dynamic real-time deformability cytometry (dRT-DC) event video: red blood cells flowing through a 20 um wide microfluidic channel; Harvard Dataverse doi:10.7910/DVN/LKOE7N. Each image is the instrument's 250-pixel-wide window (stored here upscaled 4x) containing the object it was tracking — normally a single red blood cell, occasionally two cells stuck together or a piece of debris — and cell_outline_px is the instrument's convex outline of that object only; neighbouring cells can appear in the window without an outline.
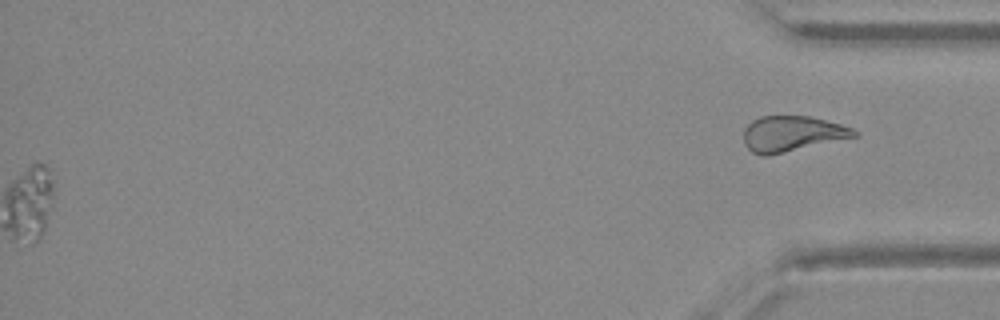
{"species": "Egyptian fruit bat (a non-hibernating species)", "species_latin": "Rousettus aegyptiacus", "temperature_condition": "warm", "stored_images_in_passage": 40, "segment_of_instrument_passage": [2, 2], "camera_frame_rate_fps": 3000, "um_per_image_px": 0.085, "animal": {"sex": "female"}, "frame": {"image": 1, "passage_image": 40, "time_ms": 13.0, "image_size_px": [1000, 320], "cell_outline_px": [[856, 136], [764, 156], [752, 152], [744, 144], [744, 128], [752, 120], [760, 116], [808, 116], [840, 124], [852, 128], [856, 132]], "centroid_in_image_um": [67.25, 11.35], "position_along_channel_um": 367.9, "area_um2": 22.31}}